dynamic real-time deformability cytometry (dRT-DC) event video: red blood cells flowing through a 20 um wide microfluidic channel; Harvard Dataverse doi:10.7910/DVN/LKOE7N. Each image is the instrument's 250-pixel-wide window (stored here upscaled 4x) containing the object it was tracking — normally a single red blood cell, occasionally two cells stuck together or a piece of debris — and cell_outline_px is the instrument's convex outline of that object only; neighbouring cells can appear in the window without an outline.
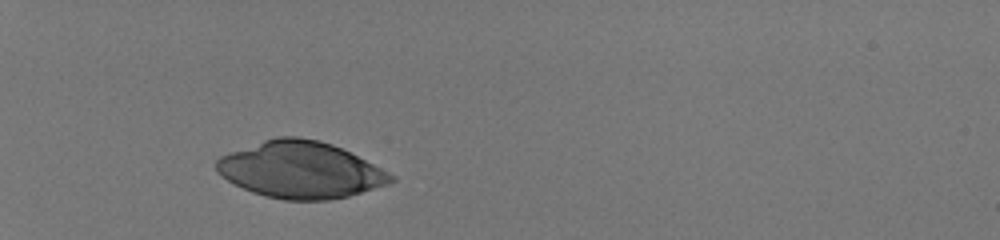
{"species": "human", "species_latin": "Homo sapiens", "temperature_condition": "room temperature", "stored_images_in_passage": 30, "camera_frame_rate_fps": 3000, "um_per_image_px": 0.085, "donor": {"sex": "male"}, "frame": {"image": 1, "passage_image": 1, "time_ms": 0.0, "image_size_px": [1000, 240], "cell_outline_px": [[396, 180], [388, 184], [348, 196], [328, 200], [284, 200], [264, 196], [252, 192], [228, 180], [216, 172], [216, 160], [220, 156], [264, 140], [276, 136], [296, 136], [320, 140], [332, 144], [396, 176]], "centroid_in_image_um": [25.53, 14.44], "position_along_channel_um": 59.5, "area_um2": 57.11}}